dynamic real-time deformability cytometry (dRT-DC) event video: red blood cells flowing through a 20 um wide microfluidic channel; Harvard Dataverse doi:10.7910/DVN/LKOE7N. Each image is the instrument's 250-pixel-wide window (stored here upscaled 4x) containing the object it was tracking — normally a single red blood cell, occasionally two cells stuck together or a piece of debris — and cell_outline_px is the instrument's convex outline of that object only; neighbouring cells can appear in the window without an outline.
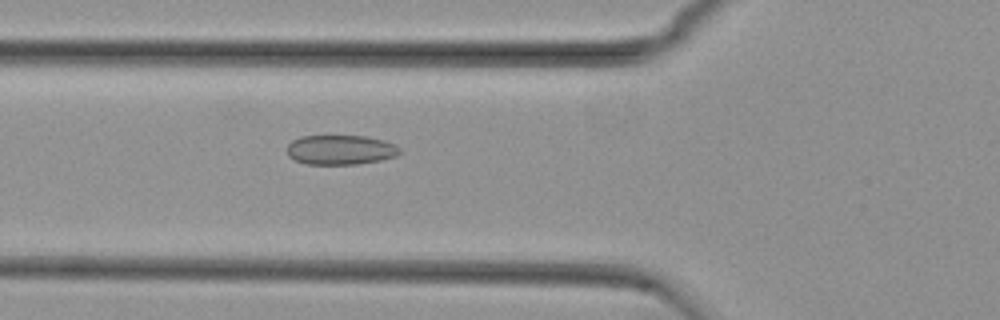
{"species": "common noctule bat (a hibernating species)", "species_latin": "Nyctalus noctula", "temperature_condition": "cold", "stored_images_in_passage": 37, "camera_frame_rate_fps": 3000, "um_per_image_px": 0.085, "animal": {"sex": "female", "body_mass_g": 29.2, "forearm_length_mm": 56.3}, "frame": {"image": 1, "passage_image": 20, "time_ms": 6.333, "image_size_px": [1000, 320], "cell_outline_px": [[400, 152], [396, 156], [380, 160], [356, 164], [308, 164], [296, 160], [288, 156], [288, 144], [292, 140], [300, 136], [364, 136], [384, 140], [396, 144], [400, 148]], "centroid_in_image_um": [28.95, 12.73], "position_along_channel_um": 96.8, "area_um2": 19.42}}
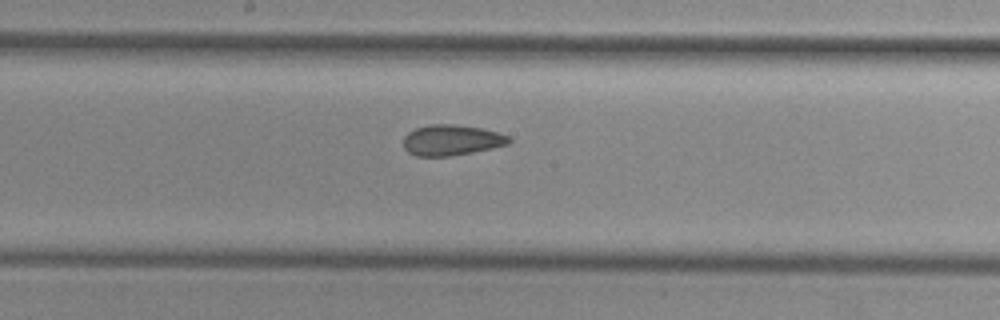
{"frame": {"image": 2, "passage_image": 29, "time_ms": 9.333, "image_size_px": [1000, 320], "cell_outline_px": [[512, 140], [508, 144], [492, 148], [452, 156], [416, 156], [408, 152], [404, 148], [404, 136], [408, 132], [416, 128], [428, 124], [456, 124], [484, 128], [500, 132], [508, 136]], "centroid_in_image_um": [38.39, 11.9], "position_along_channel_um": 209.8, "area_um2": 19.07}}
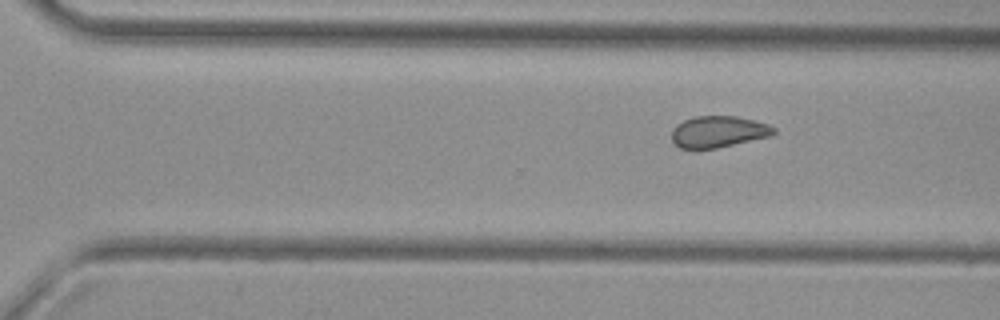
{"frame": {"image": 3, "passage_image": 37, "time_ms": 12.0, "image_size_px": [1000, 320], "cell_outline_px": [[776, 132], [772, 136], [716, 148], [680, 148], [672, 140], [672, 128], [676, 124], [684, 120], [696, 116], [736, 116], [768, 124], [776, 128]], "centroid_in_image_um": [61.07, 11.19], "position_along_channel_um": 309.5, "area_um2": 18.67}}